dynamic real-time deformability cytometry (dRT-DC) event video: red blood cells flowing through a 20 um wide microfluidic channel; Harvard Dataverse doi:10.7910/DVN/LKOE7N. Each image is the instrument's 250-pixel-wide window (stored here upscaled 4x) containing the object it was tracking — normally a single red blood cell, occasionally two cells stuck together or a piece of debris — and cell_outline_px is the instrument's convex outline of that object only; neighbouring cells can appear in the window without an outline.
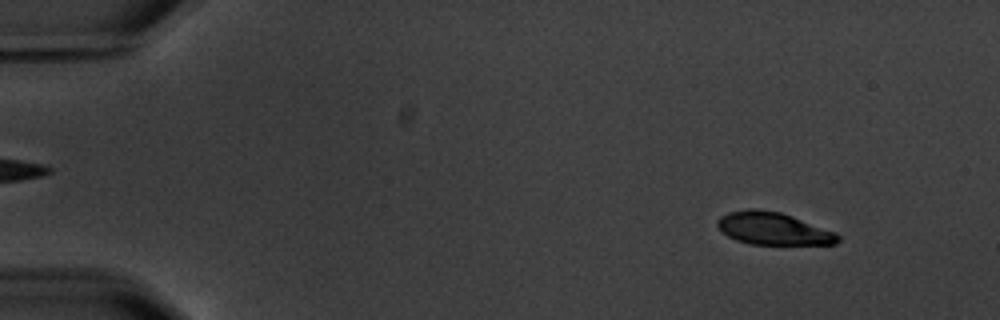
{"species": "common noctule bat (a hibernating species)", "species_latin": "Nyctalus noctula", "temperature_condition": "warm", "stored_images_in_passage": 7, "camera_frame_rate_fps": 3000, "um_per_image_px": 0.085, "animal": {"sex": "male", "body_mass_g": 20.1, "forearm_length_mm": 53.5}, "frame": {"image": 1, "passage_image": 1, "time_ms": 0.0, "image_size_px": [1000, 320], "cell_outline_px": [[840, 240], [836, 244], [752, 244], [736, 240], [728, 236], [716, 224], [716, 220], [720, 216], [728, 212], [748, 208], [756, 208], [780, 212], [792, 216], [836, 232], [840, 236]], "centroid_in_image_um": [65.72, 19.42], "position_along_channel_um": 19.3, "area_um2": 22.77}}
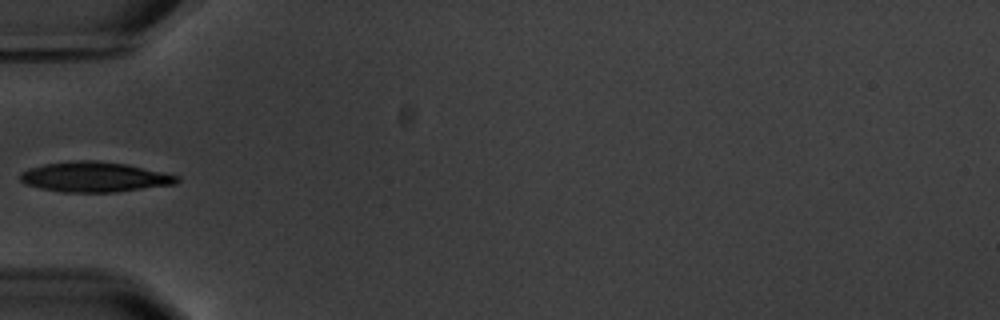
{"frame": {"image": 2, "passage_image": 5, "time_ms": 4.667, "image_size_px": [1000, 320], "cell_outline_px": [[180, 180], [176, 184], [116, 192], [64, 192], [40, 188], [24, 184], [20, 180], [20, 172], [28, 168], [44, 164], [76, 160], [92, 160], [128, 164], [180, 176]], "centroid_in_image_um": [8.03, 15.04], "position_along_channel_um": 77.0, "area_um2": 27.63}}
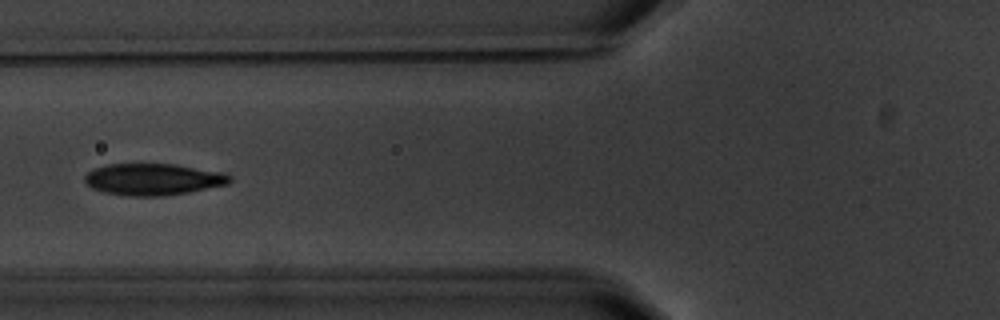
{"frame": {"image": 3, "passage_image": 6, "time_ms": 5.667, "image_size_px": [1000, 320], "cell_outline_px": [[232, 180], [228, 184], [188, 192], [164, 196], [124, 196], [104, 192], [92, 188], [84, 180], [84, 176], [88, 172], [96, 168], [108, 164], [176, 164], [224, 172], [232, 176]], "centroid_in_image_um": [13.04, 15.24], "position_along_channel_um": 112.8, "area_um2": 26.88}}